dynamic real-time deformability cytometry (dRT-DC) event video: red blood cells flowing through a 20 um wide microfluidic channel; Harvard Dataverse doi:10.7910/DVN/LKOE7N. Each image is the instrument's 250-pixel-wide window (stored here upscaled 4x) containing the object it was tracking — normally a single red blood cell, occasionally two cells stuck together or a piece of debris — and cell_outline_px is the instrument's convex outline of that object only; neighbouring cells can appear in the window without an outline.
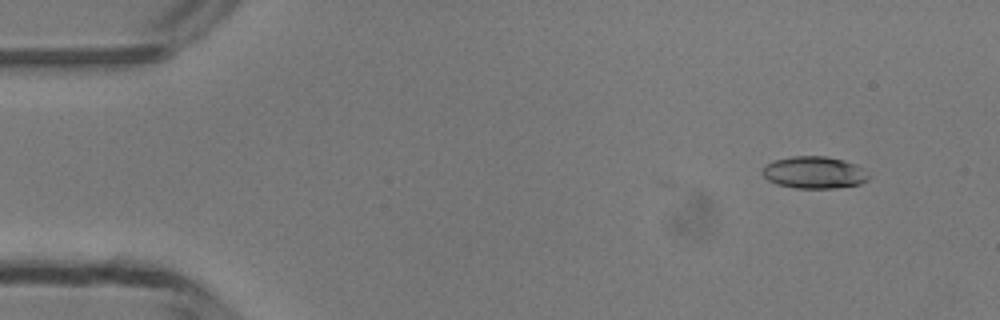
{"species": "common noctule bat (a hibernating species)", "species_latin": "Nyctalus noctula", "temperature_condition": "room temperature", "stored_images_in_passage": 2, "camera_frame_rate_fps": 3000, "um_per_image_px": 0.085, "animal": {"sex": "male", "body_mass_g": 13.3}, "frame": {"image": 1, "passage_image": 2, "time_ms": 0.333, "image_size_px": [1000, 320], "cell_outline_px": [[868, 180], [860, 184], [836, 188], [796, 188], [776, 184], [768, 180], [760, 172], [772, 160], [792, 156], [824, 156], [844, 160], [856, 164], [864, 168], [868, 176]], "centroid_in_image_um": [69.21, 14.66], "position_along_channel_um": 15.8, "area_um2": 19.94}}